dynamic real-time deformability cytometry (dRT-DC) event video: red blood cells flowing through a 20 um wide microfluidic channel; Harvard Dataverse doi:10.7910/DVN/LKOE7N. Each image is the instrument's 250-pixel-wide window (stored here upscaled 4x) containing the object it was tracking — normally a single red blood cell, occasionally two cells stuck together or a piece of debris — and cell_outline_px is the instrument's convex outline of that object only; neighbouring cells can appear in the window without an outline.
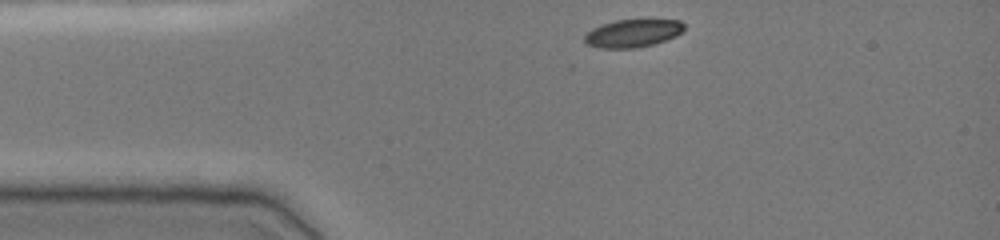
{"species": "common noctule bat (a hibernating species)", "species_latin": "Nyctalus noctula", "temperature_condition": "cold", "stored_images_in_passage": 2, "camera_frame_rate_fps": 3000, "um_per_image_px": 0.085, "animal": {"sex": "female", "body_mass_g": 19.0, "forearm_length_mm": 51.5}, "frame": {"image": 1, "passage_image": 1, "time_ms": 0.0, "image_size_px": [1000, 240], "cell_outline_px": [[684, 28], [676, 36], [652, 44], [636, 48], [600, 48], [588, 44], [584, 40], [584, 36], [592, 28], [600, 24], [616, 20], [648, 16], [680, 20], [684, 24]], "centroid_in_image_um": [53.83, 2.75], "position_along_channel_um": 31.2, "area_um2": 16.94}}